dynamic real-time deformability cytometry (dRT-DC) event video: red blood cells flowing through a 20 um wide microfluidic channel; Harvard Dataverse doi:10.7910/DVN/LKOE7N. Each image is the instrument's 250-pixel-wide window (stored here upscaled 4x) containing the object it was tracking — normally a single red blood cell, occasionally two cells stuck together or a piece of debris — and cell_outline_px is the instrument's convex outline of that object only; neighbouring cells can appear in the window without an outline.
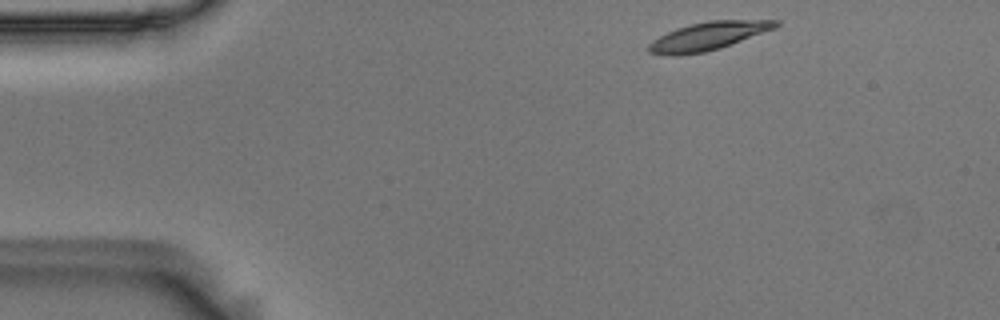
{"species": "Egyptian fruit bat (a non-hibernating species)", "species_latin": "Rousettus aegyptiacus", "temperature_condition": "room temperature", "stored_images_in_passage": 48, "camera_frame_rate_fps": 3000, "um_per_image_px": 0.085, "animal": {"sex": "male"}, "frame": {"image": 1, "passage_image": 1, "time_ms": 0.0, "image_size_px": [1000, 320], "cell_outline_px": [[780, 24], [776, 28], [720, 48], [704, 52], [672, 56], [648, 52], [648, 44], [652, 40], [676, 28], [708, 20], [780, 20]], "centroid_in_image_um": [60.2, 3.06], "position_along_channel_um": 24.8, "area_um2": 20.69}}
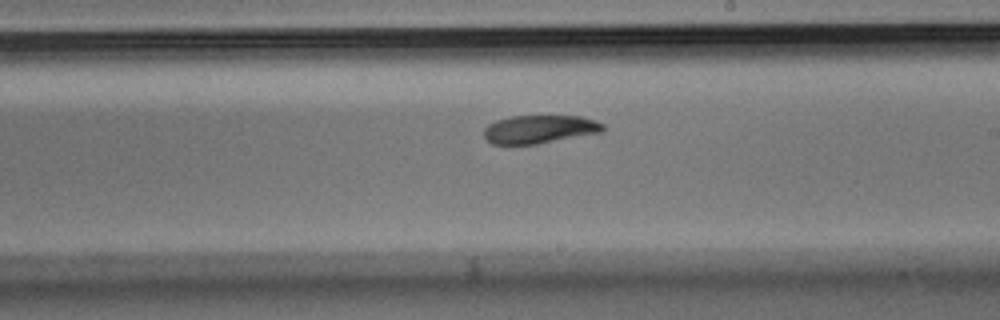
{"frame": {"image": 2, "passage_image": 25, "time_ms": 8.0, "image_size_px": [1000, 320], "cell_outline_px": [[604, 128], [600, 132], [536, 144], [492, 144], [484, 136], [484, 128], [488, 124], [496, 120], [512, 116], [580, 116], [596, 120], [604, 124]], "centroid_in_image_um": [45.84, 10.97], "position_along_channel_um": 243.2, "area_um2": 19.42}}
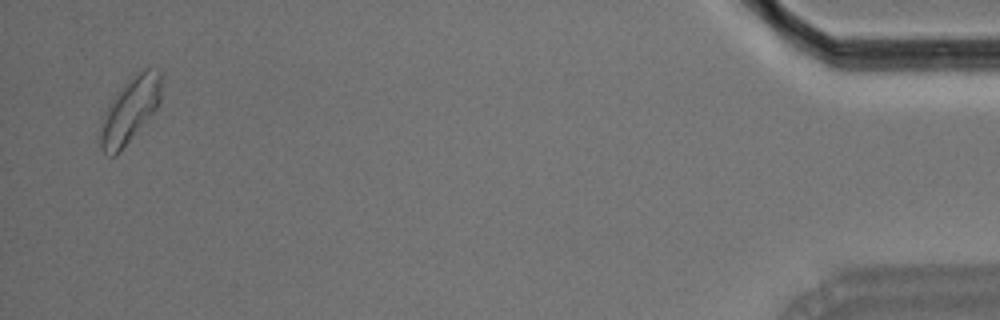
{"frame": {"image": 3, "passage_image": 47, "time_ms": 15.333, "image_size_px": [1000, 320], "cell_outline_px": [[164, 72], [160, 100], [156, 108], [116, 156], [108, 156], [100, 148], [96, 132], [104, 112], [108, 104], [116, 92], [132, 72], [144, 68], [156, 68]], "centroid_in_image_um": [11.01, 9.29], "position_along_channel_um": 424.2, "area_um2": 24.16}, "authors_computed_cell_mechanics": {"area_um2": 20.5768, "velocity_mm_per_s": 3.6083, "shape_relaxation_time_tau1_ms": 5.0153, "shape_relaxation_time_tau2_ms": 10.515, "deformation_change_tau1": 0.1554, "deformation_change_tau2": 0.1701}}